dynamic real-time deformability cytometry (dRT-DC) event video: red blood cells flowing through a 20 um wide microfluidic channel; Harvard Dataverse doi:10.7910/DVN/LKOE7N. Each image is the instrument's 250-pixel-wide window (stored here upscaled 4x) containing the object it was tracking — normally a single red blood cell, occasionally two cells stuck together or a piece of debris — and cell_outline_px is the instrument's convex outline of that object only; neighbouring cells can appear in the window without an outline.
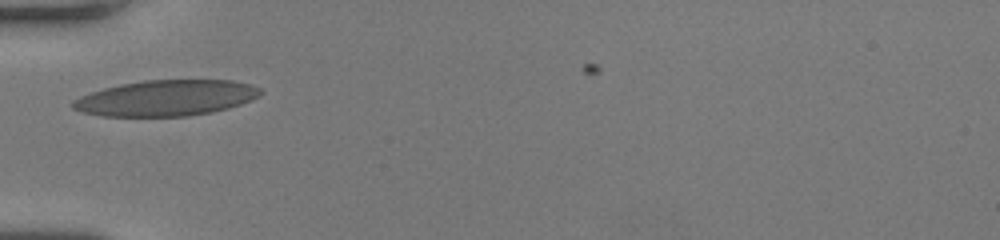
{"species": "human", "species_latin": "Homo sapiens", "temperature_condition": "room temperature", "stored_images_in_passage": 27, "camera_frame_rate_fps": 3000, "um_per_image_px": 0.085, "donor": {"sex": "female"}, "frame": {"image": 1, "passage_image": 1, "time_ms": 0.0, "image_size_px": [1000, 240], "cell_outline_px": [[260, 96], [240, 104], [228, 108], [212, 112], [188, 116], [100, 116], [84, 112], [72, 108], [72, 100], [80, 96], [104, 88], [120, 84], [144, 80], [232, 80], [248, 84], [260, 88]], "centroid_in_image_um": [14.1, 8.33], "position_along_channel_um": 70.9, "area_um2": 39.02}}
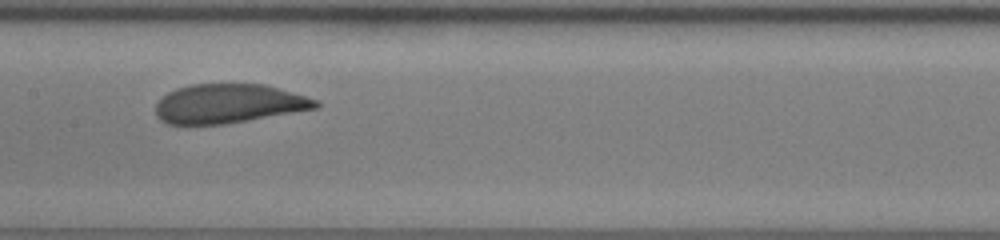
{"frame": {"image": 2, "passage_image": 10, "time_ms": 3.0, "image_size_px": [1000, 240], "cell_outline_px": [[320, 104], [316, 108], [248, 120], [224, 124], [168, 124], [160, 120], [156, 116], [156, 104], [168, 92], [176, 88], [192, 84], [264, 84], [304, 96], [316, 100]], "centroid_in_image_um": [19.38, 8.81], "position_along_channel_um": 188.0, "area_um2": 36.07}}
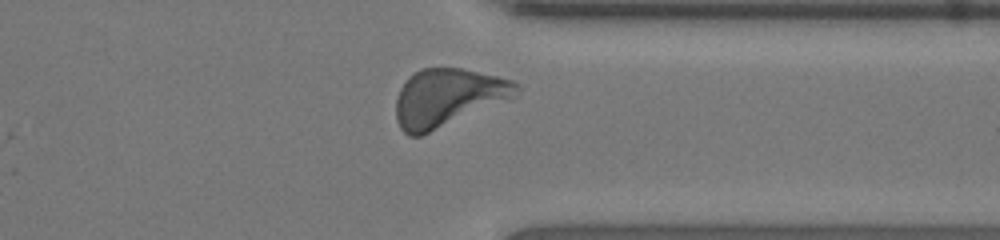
{"frame": {"image": 3, "passage_image": 24, "time_ms": 7.667, "image_size_px": [1000, 240], "cell_outline_px": [[520, 88], [516, 96], [420, 136], [408, 136], [400, 128], [396, 120], [396, 100], [400, 88], [408, 76], [420, 68], [460, 68], [496, 76], [512, 80], [520, 84]], "centroid_in_image_um": [38.03, 8.28], "position_along_channel_um": 373.4, "area_um2": 40.29}, "authors_computed_cell_mechanics": {"area_um2": 38.0902, "velocity_mm_per_s": 3.9817, "shape_relaxation_time_tau1_ms": 6.1438, "shape_relaxation_time_tau2_ms": null, "deformation_change_tau1": 0.2049, "deformation_change_tau2": null}}